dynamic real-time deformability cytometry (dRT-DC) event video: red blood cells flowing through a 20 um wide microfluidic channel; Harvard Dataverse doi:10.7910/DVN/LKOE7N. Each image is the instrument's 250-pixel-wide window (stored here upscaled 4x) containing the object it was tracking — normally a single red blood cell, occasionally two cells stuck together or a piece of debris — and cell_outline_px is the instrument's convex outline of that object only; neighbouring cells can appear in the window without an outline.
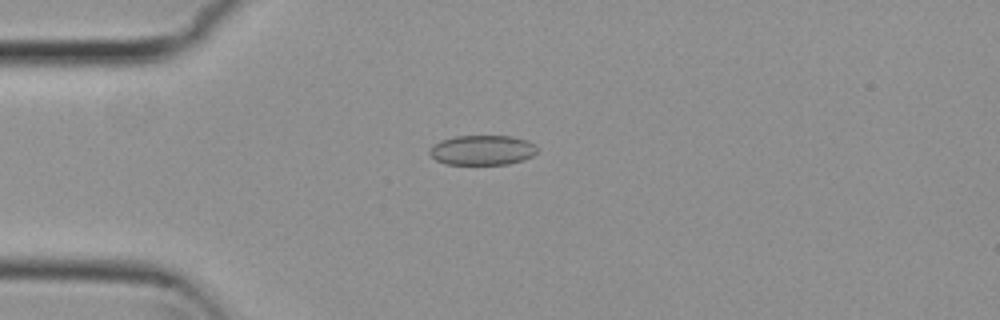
{"species": "common noctule bat (a hibernating species)", "species_latin": "Nyctalus noctula", "temperature_condition": "cold", "stored_images_in_passage": 54, "camera_frame_rate_fps": 3000, "um_per_image_px": 0.085, "animal": {"sex": "female", "body_mass_g": 29.2, "forearm_length_mm": 56.3}, "frame": {"image": 1, "passage_image": 14, "time_ms": 4.333, "image_size_px": [1000, 320], "cell_outline_px": [[536, 152], [532, 156], [524, 160], [508, 164], [444, 164], [436, 160], [428, 152], [432, 144], [440, 140], [456, 136], [512, 136], [528, 140], [536, 148]], "centroid_in_image_um": [40.96, 12.76], "position_along_channel_um": 44.0, "area_um2": 18.79}}
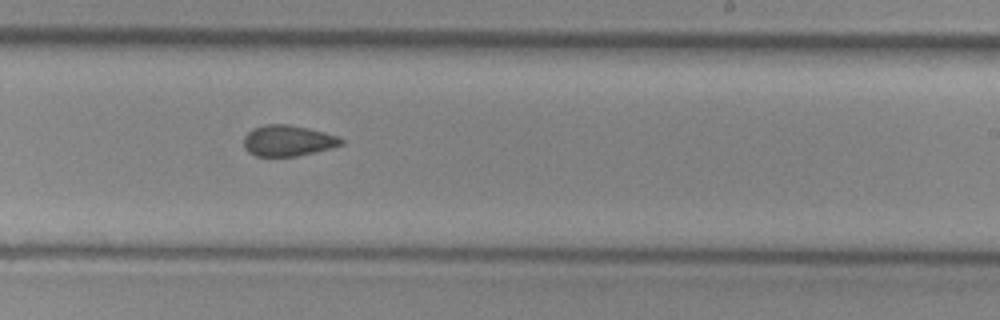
{"frame": {"image": 2, "passage_image": 33, "time_ms": 10.667, "image_size_px": [1000, 320], "cell_outline_px": [[344, 144], [332, 148], [296, 156], [256, 156], [248, 152], [244, 148], [244, 136], [252, 128], [264, 124], [288, 124], [308, 128], [324, 132], [336, 136], [344, 140]], "centroid_in_image_um": [24.46, 11.95], "position_along_channel_um": 264.5, "area_um2": 17.63}}
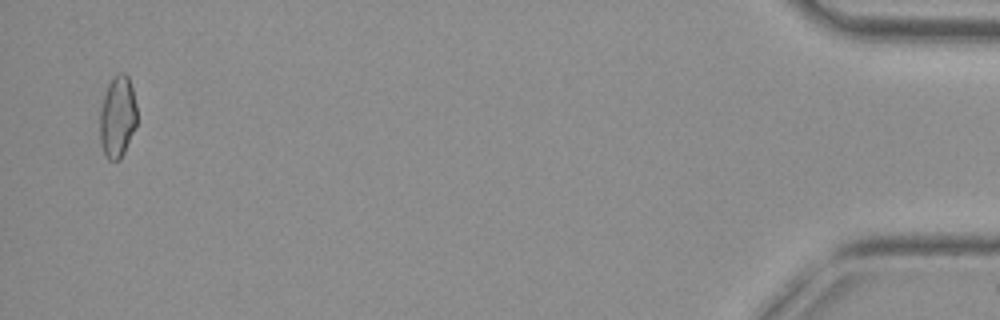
{"frame": {"image": 3, "passage_image": 53, "time_ms": 17.333, "image_size_px": [1000, 320], "cell_outline_px": [[136, 124], [124, 152], [120, 160], [108, 160], [104, 152], [100, 140], [100, 112], [104, 96], [108, 84], [120, 72], [124, 72], [128, 76], [132, 88], [136, 104]], "centroid_in_image_um": [9.99, 9.94], "position_along_channel_um": 425.2, "area_um2": 17.34}, "authors_computed_cell_mechanics": {"area_um2": 18.0336, "velocity_mm_per_s": 3.7923, "shape_relaxation_time_tau1_ms": null, "shape_relaxation_time_tau2_ms": 2.8611, "deformation_change_tau1": null, "deformation_change_tau2": 0.0903}}